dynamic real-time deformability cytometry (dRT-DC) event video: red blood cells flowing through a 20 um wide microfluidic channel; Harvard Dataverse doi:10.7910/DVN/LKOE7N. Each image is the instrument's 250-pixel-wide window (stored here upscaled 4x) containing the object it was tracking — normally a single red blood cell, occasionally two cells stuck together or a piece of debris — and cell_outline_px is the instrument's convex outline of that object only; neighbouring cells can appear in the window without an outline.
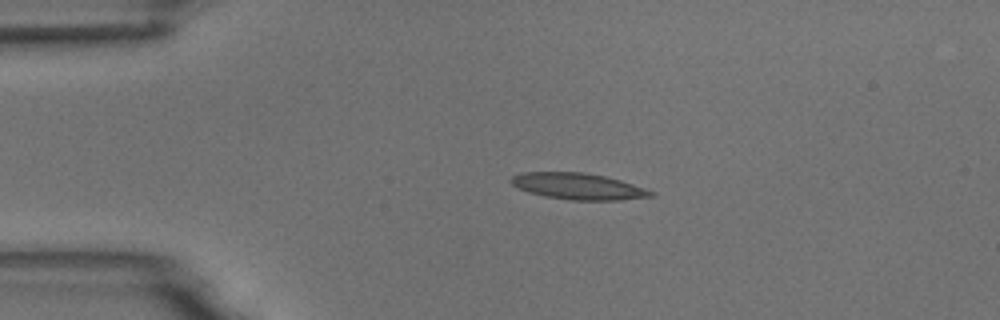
{"species": "common noctule bat (a hibernating species)", "species_latin": "Nyctalus noctula", "temperature_condition": "room temperature", "stored_images_in_passage": 3, "camera_frame_rate_fps": 3000, "um_per_image_px": 0.085, "animal": {"sex": "male", "body_mass_g": 18.8}, "frame": {"image": 1, "passage_image": 2, "time_ms": 1.0, "image_size_px": [1000, 320], "cell_outline_px": [[656, 192], [652, 196], [620, 200], [572, 200], [544, 196], [528, 192], [512, 184], [508, 180], [512, 176], [524, 172], [584, 172], [604, 176], [620, 180]], "centroid_in_image_um": [49.13, 15.83], "position_along_channel_um": 35.9, "area_um2": 21.33}}